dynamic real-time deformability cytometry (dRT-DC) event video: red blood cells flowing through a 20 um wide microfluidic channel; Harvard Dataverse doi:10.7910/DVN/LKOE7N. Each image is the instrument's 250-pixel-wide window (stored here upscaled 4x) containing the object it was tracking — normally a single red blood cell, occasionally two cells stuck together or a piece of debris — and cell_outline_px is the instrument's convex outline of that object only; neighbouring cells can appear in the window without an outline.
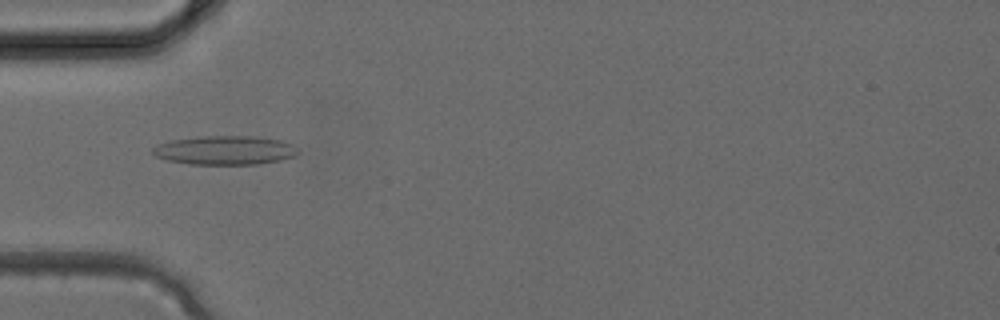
{"species": "common noctule bat (a hibernating species)", "species_latin": "Nyctalus noctula", "temperature_condition": "cold", "stored_images_in_passage": 2, "camera_frame_rate_fps": 3000, "um_per_image_px": 0.085, "animal": {"sex": "female", "body_mass_g": 24.6, "forearm_length_mm": 56.2}, "frame": {"image": 1, "passage_image": 2, "time_ms": 0.333, "image_size_px": [1000, 320], "cell_outline_px": [[300, 152], [296, 156], [280, 160], [256, 164], [192, 164], [168, 160], [156, 156], [152, 152], [152, 148], [156, 144], [172, 140], [200, 136], [256, 136], [280, 140], [292, 144], [300, 148]], "centroid_in_image_um": [19.16, 12.76], "position_along_channel_um": 65.8, "area_um2": 24.62}}